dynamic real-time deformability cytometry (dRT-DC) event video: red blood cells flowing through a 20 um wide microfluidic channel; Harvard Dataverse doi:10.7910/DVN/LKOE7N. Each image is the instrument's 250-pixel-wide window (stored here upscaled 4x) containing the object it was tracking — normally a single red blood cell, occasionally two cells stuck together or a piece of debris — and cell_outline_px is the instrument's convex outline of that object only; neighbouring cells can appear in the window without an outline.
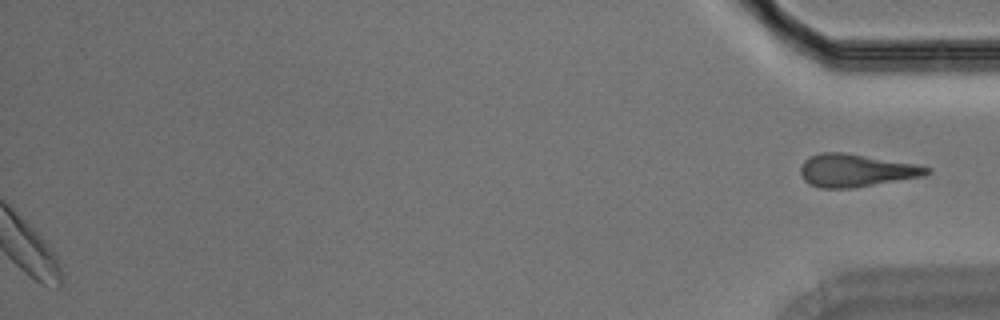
{"species": "Egyptian fruit bat (a non-hibernating species)", "species_latin": "Rousettus aegyptiacus", "temperature_condition": "room temperature", "stored_images_in_passage": 32, "segment_of_instrument_passage": [2, 2], "camera_frame_rate_fps": 3000, "um_per_image_px": 0.085, "animal": {"sex": "male"}, "frame": {"image": 1, "passage_image": 32, "time_ms": 10.333, "image_size_px": [1000, 320], "cell_outline_px": [[932, 172], [924, 176], [852, 188], [820, 188], [808, 184], [804, 180], [800, 172], [800, 168], [804, 160], [808, 156], [820, 152], [844, 152], [916, 164], [932, 168]], "centroid_in_image_um": [72.74, 14.48], "position_along_channel_um": 362.5, "area_um2": 24.28}}